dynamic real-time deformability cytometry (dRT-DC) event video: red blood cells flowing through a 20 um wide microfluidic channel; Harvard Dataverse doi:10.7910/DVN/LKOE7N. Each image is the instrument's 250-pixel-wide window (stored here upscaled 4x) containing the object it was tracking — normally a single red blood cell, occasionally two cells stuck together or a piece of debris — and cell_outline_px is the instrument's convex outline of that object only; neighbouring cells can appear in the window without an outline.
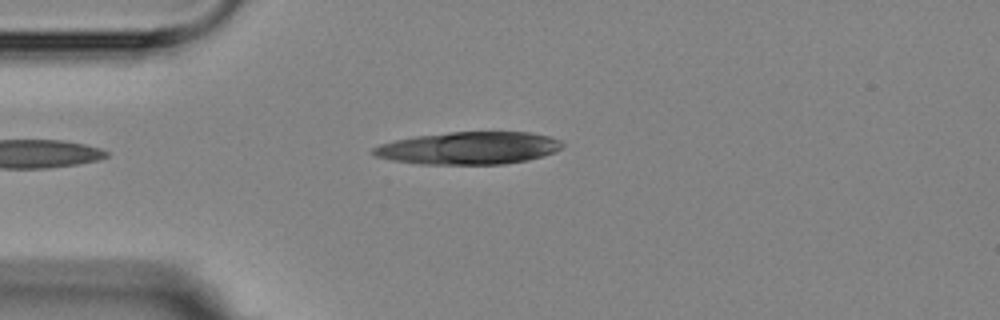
{"species": "Egyptian fruit bat (a non-hibernating species)", "species_latin": "Rousettus aegyptiacus", "temperature_condition": "room temperature", "stored_images_in_passage": 3, "camera_frame_rate_fps": 3000, "um_per_image_px": 0.085, "animal": {"sex": "female"}, "frame": {"image": 1, "passage_image": 3, "time_ms": 2.333, "image_size_px": [1000, 320], "cell_outline_px": [[564, 144], [560, 148], [544, 156], [528, 160], [504, 164], [420, 164], [392, 160], [376, 156], [372, 152], [372, 148], [380, 144], [396, 140], [416, 136], [448, 132], [532, 132], [548, 136], [560, 140]], "centroid_in_image_um": [39.86, 12.58], "position_along_channel_um": 45.1, "area_um2": 35.72}}